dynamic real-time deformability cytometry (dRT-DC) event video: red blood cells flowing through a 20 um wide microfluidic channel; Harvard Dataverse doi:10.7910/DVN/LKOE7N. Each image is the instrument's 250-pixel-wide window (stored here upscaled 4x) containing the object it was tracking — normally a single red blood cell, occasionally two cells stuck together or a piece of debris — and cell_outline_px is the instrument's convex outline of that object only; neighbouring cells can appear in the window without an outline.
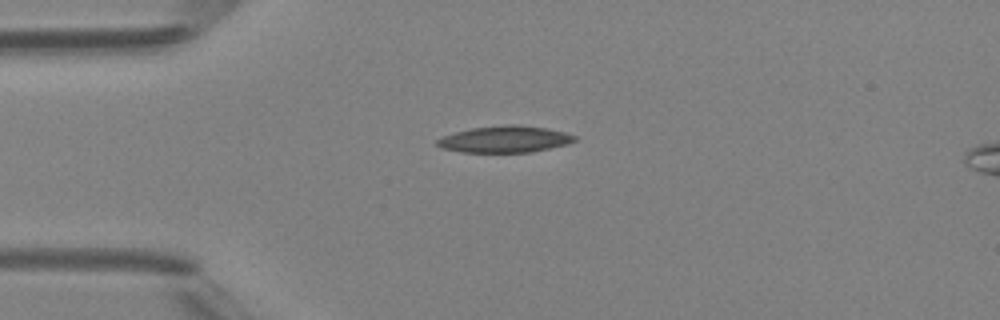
{"species": "Egyptian fruit bat (a non-hibernating species)", "species_latin": "Rousettus aegyptiacus", "temperature_condition": "room temperature", "stored_images_in_passage": 6, "camera_frame_rate_fps": 3000, "um_per_image_px": 0.085, "animal": {"sex": "female"}, "frame": {"image": 1, "passage_image": 3, "time_ms": 3.333, "image_size_px": [1000, 320], "cell_outline_px": [[576, 140], [568, 144], [532, 152], [464, 152], [440, 148], [436, 144], [436, 140], [444, 136], [456, 132], [472, 128], [508, 124], [516, 124], [548, 128], [564, 132], [576, 136]], "centroid_in_image_um": [42.93, 11.83], "position_along_channel_um": 42.1, "area_um2": 21.27}}
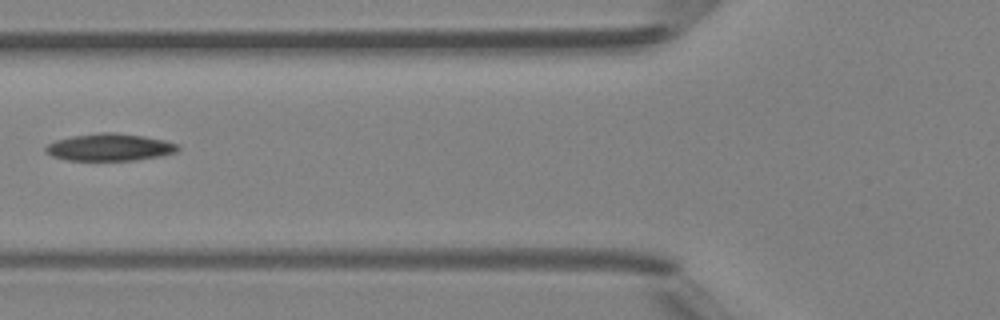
{"frame": {"image": 2, "passage_image": 5, "time_ms": 5.667, "image_size_px": [1000, 320], "cell_outline_px": [[180, 148], [176, 152], [160, 156], [136, 160], [68, 160], [52, 156], [44, 152], [44, 148], [48, 144], [56, 140], [72, 136], [100, 132], [116, 132], [144, 136], [164, 140], [180, 144]], "centroid_in_image_um": [9.33, 12.51], "position_along_channel_um": 116.5, "area_um2": 21.1}}
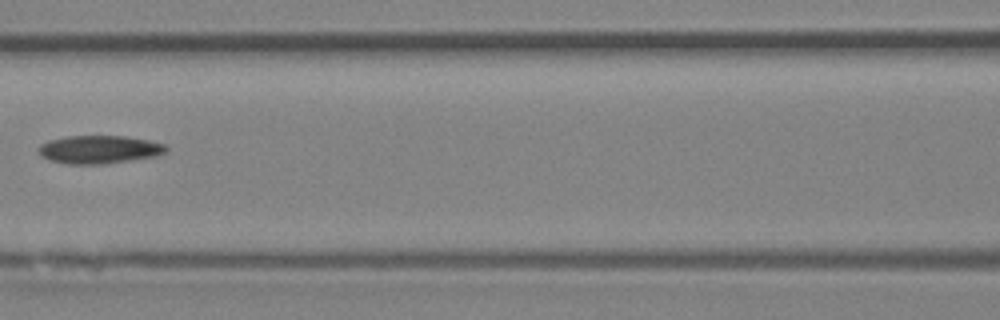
{"frame": {"image": 3, "passage_image": 6, "time_ms": 6.667, "image_size_px": [1000, 320], "cell_outline_px": [[168, 148], [164, 152], [156, 156], [132, 160], [100, 164], [68, 164], [52, 160], [40, 156], [36, 148], [40, 144], [48, 140], [68, 136], [124, 136], [148, 140], [164, 144]], "centroid_in_image_um": [8.39, 12.7], "position_along_channel_um": 158.2, "area_um2": 20.87}}